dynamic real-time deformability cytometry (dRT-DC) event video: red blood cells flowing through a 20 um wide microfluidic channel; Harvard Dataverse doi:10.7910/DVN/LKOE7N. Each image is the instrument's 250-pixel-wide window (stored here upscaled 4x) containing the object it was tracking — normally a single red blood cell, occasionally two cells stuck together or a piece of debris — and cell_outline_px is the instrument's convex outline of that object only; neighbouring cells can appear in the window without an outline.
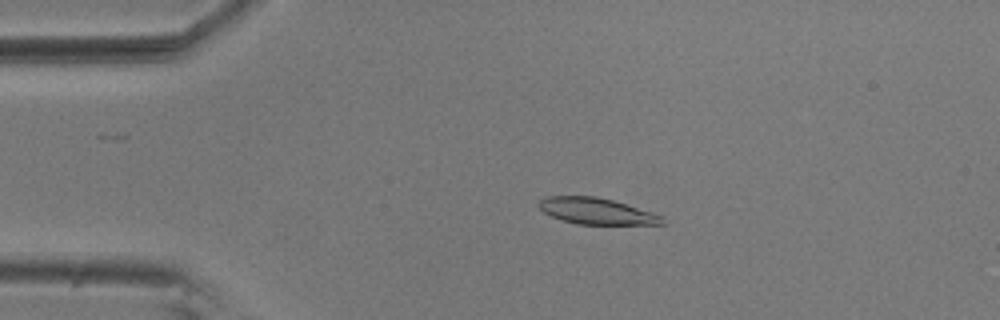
{"species": "common noctule bat (a hibernating species)", "species_latin": "Nyctalus noctula", "temperature_condition": "room temperature", "stored_images_in_passage": 19, "camera_frame_rate_fps": 3000, "um_per_image_px": 0.085, "animal": {"sex": "male", "body_mass_g": 20.5, "forearm_length_mm": 52.5}, "frame": {"image": 1, "passage_image": 1, "time_ms": 0.0, "image_size_px": [1000, 320], "cell_outline_px": [[668, 224], [576, 224], [560, 220], [544, 212], [536, 204], [544, 196], [596, 196], [612, 200], [660, 216], [668, 220]], "centroid_in_image_um": [50.65, 17.95], "position_along_channel_um": 34.4, "area_um2": 18.73}}
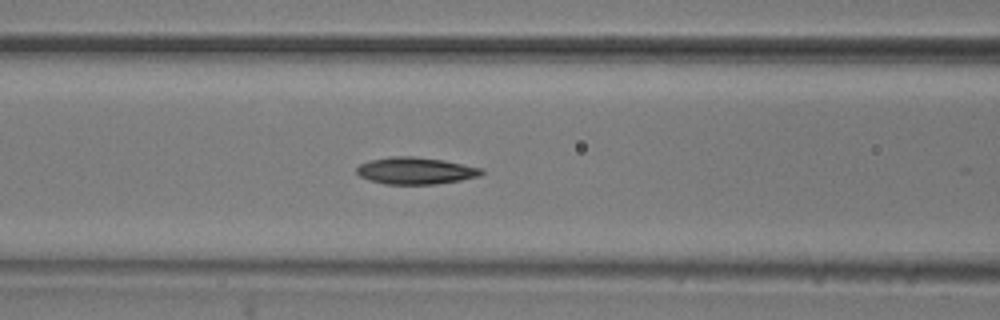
{"frame": {"image": 2, "passage_image": 12, "time_ms": 3.667, "image_size_px": [1000, 320], "cell_outline_px": [[484, 172], [480, 176], [460, 180], [436, 184], [384, 184], [368, 180], [360, 176], [356, 172], [356, 168], [360, 164], [372, 160], [392, 156], [412, 156], [444, 160], [484, 168]], "centroid_in_image_um": [35.34, 14.51], "position_along_channel_um": 131.3, "area_um2": 19.65}}
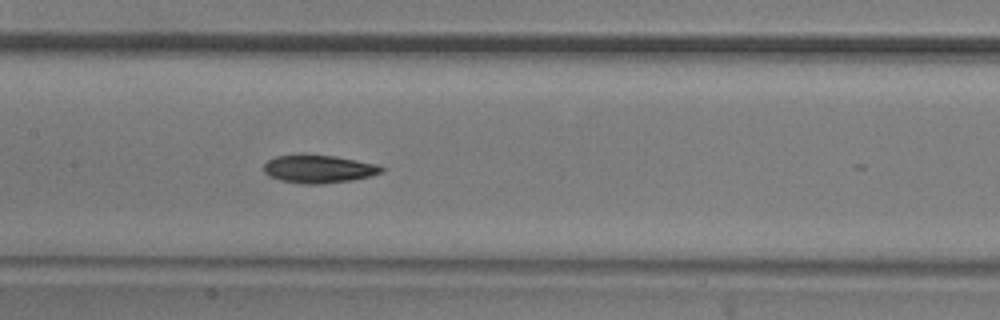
{"frame": {"image": 3, "passage_image": 16, "time_ms": 5.0, "image_size_px": [1000, 320], "cell_outline_px": [[384, 172], [368, 176], [348, 180], [324, 184], [300, 184], [280, 180], [268, 176], [264, 172], [264, 164], [268, 160], [276, 156], [304, 152], [336, 156], [376, 164], [384, 168]], "centroid_in_image_um": [27.02, 14.33], "position_along_channel_um": 180.4, "area_um2": 19.65}}